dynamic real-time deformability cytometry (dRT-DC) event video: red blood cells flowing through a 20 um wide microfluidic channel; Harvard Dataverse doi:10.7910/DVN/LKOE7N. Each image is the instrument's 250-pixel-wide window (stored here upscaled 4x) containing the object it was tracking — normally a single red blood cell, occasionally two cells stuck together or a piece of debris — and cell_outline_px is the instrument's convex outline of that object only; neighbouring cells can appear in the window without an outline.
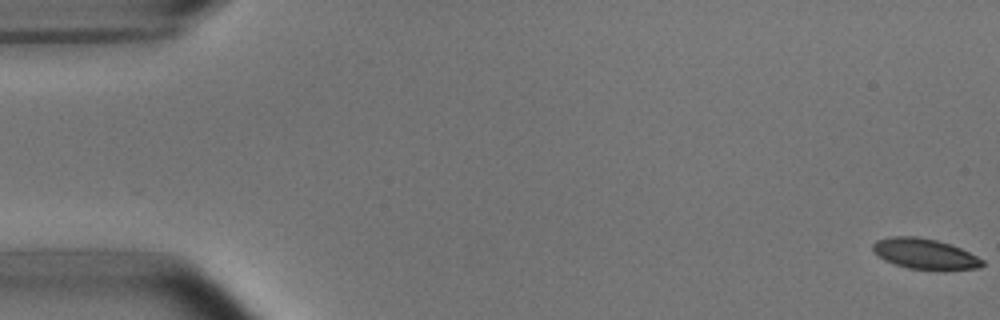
{"species": "common noctule bat (a hibernating species)", "species_latin": "Nyctalus noctula", "temperature_condition": "room temperature", "stored_images_in_passage": 54, "camera_frame_rate_fps": 3000, "um_per_image_px": 0.085, "animal": {"sex": "male", "body_mass_g": 15.6}, "frame": {"image": 1, "passage_image": 1, "time_ms": 0.0, "image_size_px": [1000, 320], "cell_outline_px": [[984, 264], [980, 268], [940, 272], [936, 272], [908, 268], [884, 260], [872, 248], [872, 244], [876, 240], [892, 236], [916, 236], [936, 240], [960, 248], [984, 260]], "centroid_in_image_um": [78.65, 21.61], "position_along_channel_um": 6.3, "area_um2": 19.83}}
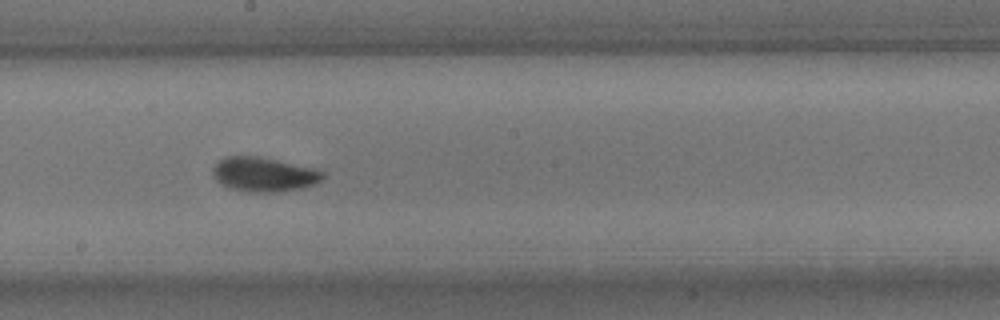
{"frame": {"image": 2, "passage_image": 30, "time_ms": 9.667, "image_size_px": [1000, 320], "cell_outline_px": [[324, 176], [316, 184], [300, 188], [276, 192], [248, 192], [228, 188], [220, 184], [212, 176], [212, 168], [224, 156], [256, 156], [276, 160], [312, 168], [324, 172]], "centroid_in_image_um": [22.37, 14.83], "position_along_channel_um": 225.8, "area_um2": 21.96}}
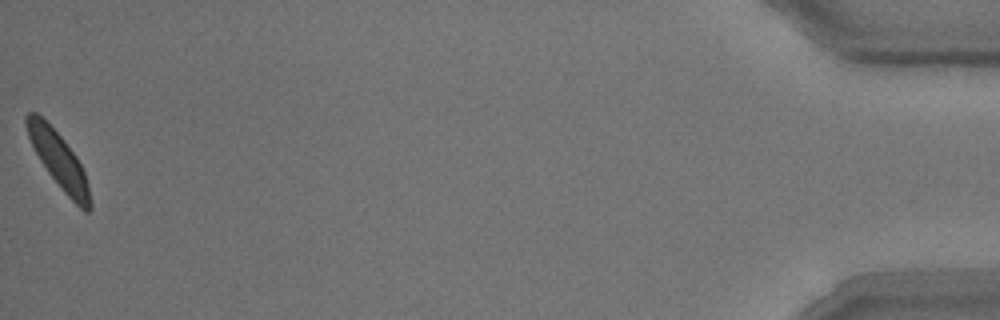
{"frame": {"image": 3, "passage_image": 54, "time_ms": 17.667, "image_size_px": [1000, 320], "cell_outline_px": [[92, 208], [88, 212], [84, 212], [64, 192], [48, 172], [40, 160], [28, 136], [24, 124], [24, 116], [28, 112], [36, 112], [64, 140], [76, 156], [84, 172], [88, 184], [92, 204]], "centroid_in_image_um": [4.99, 13.63], "position_along_channel_um": 430.2, "area_um2": 20.29}, "authors_computed_cell_mechanics": {"area_um2": 20.6057, "velocity_mm_per_s": 3.7569, "shape_relaxation_time_tau1_ms": 2.5339, "shape_relaxation_time_tau2_ms": 1.0172, "deformation_change_tau1": 0.1188, "deformation_change_tau2": 0.0454}}